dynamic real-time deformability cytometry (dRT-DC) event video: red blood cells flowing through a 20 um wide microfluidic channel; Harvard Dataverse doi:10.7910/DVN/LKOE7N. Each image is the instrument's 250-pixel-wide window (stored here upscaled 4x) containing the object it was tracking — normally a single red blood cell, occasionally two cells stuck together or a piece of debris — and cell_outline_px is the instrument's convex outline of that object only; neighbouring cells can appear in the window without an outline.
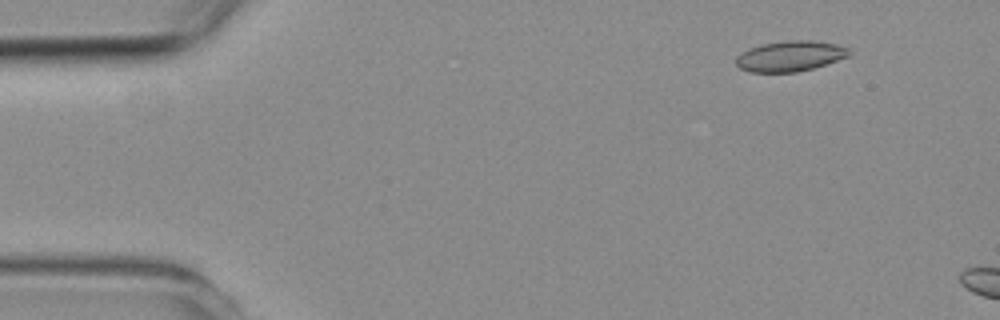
{"species": "common noctule bat (a hibernating species)", "species_latin": "Nyctalus noctula", "temperature_condition": "room temperature", "stored_images_in_passage": 2, "camera_frame_rate_fps": 3000, "um_per_image_px": 0.085, "animal": {"sex": "female", "body_mass_g": 19.3, "forearm_length_mm": 54.1}, "frame": {"image": 1, "passage_image": 2, "time_ms": 2.0, "image_size_px": [1000, 320], "cell_outline_px": [[852, 52], [848, 56], [828, 64], [796, 72], [748, 72], [740, 68], [736, 64], [736, 56], [740, 52], [760, 44], [792, 40], [812, 40], [836, 44], [848, 48]], "centroid_in_image_um": [67.15, 4.77], "position_along_channel_um": 17.8, "area_um2": 20.17}}